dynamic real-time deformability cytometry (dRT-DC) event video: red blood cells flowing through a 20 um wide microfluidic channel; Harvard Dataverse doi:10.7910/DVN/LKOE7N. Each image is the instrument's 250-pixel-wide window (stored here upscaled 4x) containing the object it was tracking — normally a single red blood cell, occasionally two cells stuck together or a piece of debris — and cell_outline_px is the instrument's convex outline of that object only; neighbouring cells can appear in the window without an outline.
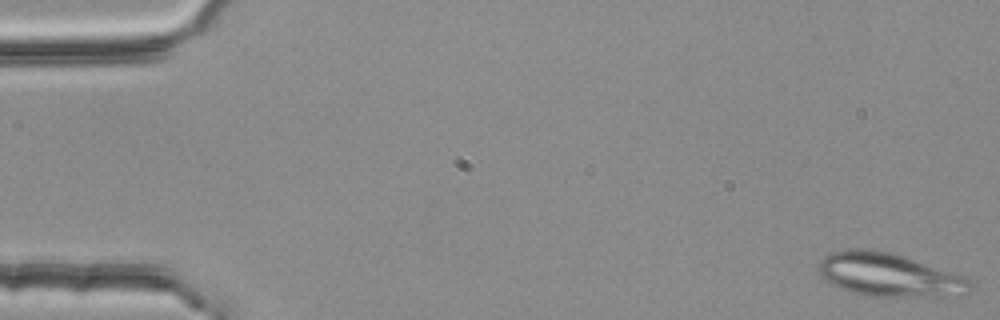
{"species": "common noctule bat (a hibernating species)", "species_latin": "Nyctalus noctula", "temperature_condition": "room temperature", "stored_images_in_passage": 4, "camera_frame_rate_fps": 3000, "um_per_image_px": 0.085, "animal": {"sex": "female", "body_mass_g": 25.1}, "frame": {"image": 1, "passage_image": 1, "time_ms": 0.0, "image_size_px": [1000, 320], "cell_outline_px": [[972, 292], [968, 296], [936, 300], [864, 296], [840, 288], [832, 284], [820, 272], [816, 264], [824, 256], [832, 252], [848, 248], [872, 248], [892, 252], [960, 276], [968, 280], [972, 284]], "centroid_in_image_um": [75.67, 23.44], "position_along_channel_um": 9.3, "area_um2": 39.77}}